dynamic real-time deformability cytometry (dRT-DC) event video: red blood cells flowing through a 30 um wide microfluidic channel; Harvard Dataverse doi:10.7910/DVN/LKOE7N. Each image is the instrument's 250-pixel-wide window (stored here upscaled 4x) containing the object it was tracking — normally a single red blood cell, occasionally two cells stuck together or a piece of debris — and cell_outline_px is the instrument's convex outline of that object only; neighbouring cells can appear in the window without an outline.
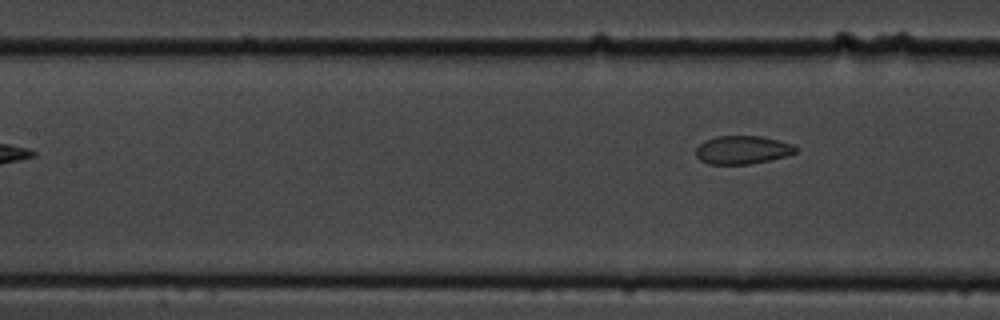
{"species": "common noctule bat (a hibernating species)", "species_latin": "Nyctalus noctula", "temperature_condition": "cold", "stored_images_in_passage": 8, "segment_of_instrument_passage": [2, 2], "camera_frame_rate_fps": 3000, "um_per_image_px": 0.085, "animal": {"sex": "male", "body_mass_g": 19.5, "forearm_length_mm": 54.6}, "frame": {"image": 1, "passage_image": 8, "time_ms": 8.667, "image_size_px": [1000, 320], "cell_outline_px": [[796, 152], [784, 156], [768, 160], [748, 164], [708, 164], [700, 160], [696, 156], [696, 148], [704, 140], [716, 136], [760, 136], [792, 144], [796, 148]], "centroid_in_image_um": [63.05, 12.74], "position_along_channel_um": 144.4, "area_um2": 16.24}}